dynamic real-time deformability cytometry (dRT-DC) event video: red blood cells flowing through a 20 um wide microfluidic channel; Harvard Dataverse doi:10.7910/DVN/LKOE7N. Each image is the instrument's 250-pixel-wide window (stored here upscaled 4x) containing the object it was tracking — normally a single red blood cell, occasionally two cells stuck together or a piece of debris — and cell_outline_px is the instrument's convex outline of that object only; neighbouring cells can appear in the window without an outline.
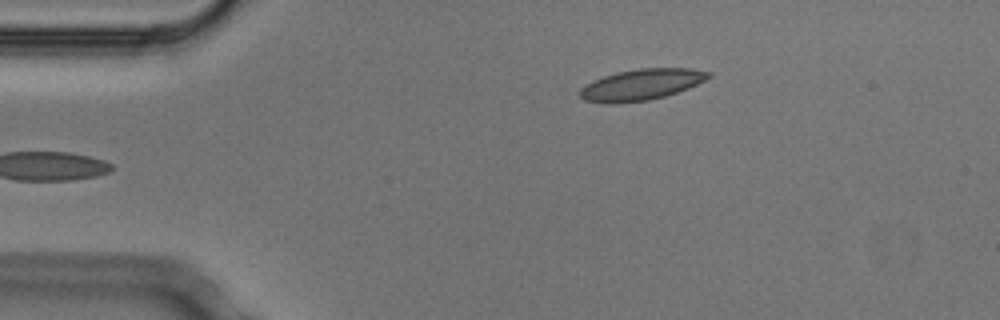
{"species": "Egyptian fruit bat (a non-hibernating species)", "species_latin": "Rousettus aegyptiacus", "temperature_condition": "cold", "stored_images_in_passage": 2, "camera_frame_rate_fps": 3000, "um_per_image_px": 0.085, "animal": {"sex": "male"}, "frame": {"image": 1, "passage_image": 2, "time_ms": 0.333, "image_size_px": [1000, 320], "cell_outline_px": [[712, 76], [688, 88], [664, 96], [648, 100], [584, 100], [580, 96], [580, 88], [592, 80], [616, 72], [640, 68], [692, 68], [712, 72]], "centroid_in_image_um": [54.6, 7.12], "position_along_channel_um": 30.4, "area_um2": 22.31}}